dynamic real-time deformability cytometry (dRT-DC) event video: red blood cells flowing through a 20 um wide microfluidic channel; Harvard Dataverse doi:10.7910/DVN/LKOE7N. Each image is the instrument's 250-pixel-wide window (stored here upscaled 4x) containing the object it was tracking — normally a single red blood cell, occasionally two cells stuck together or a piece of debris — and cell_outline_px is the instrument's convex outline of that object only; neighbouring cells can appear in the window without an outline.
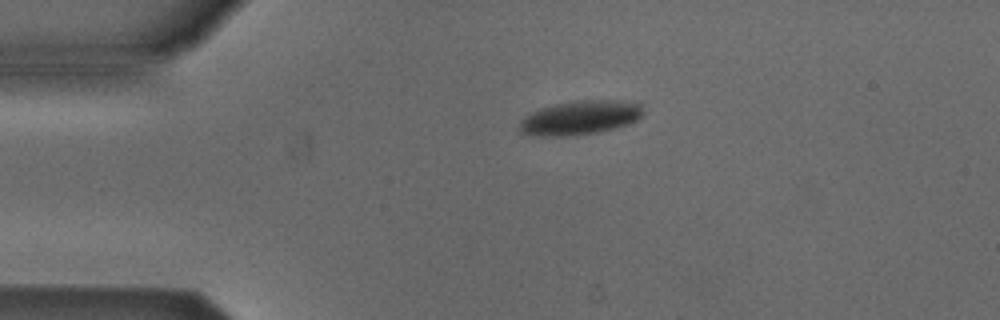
{"species": "Egyptian fruit bat (a non-hibernating species)", "species_latin": "Rousettus aegyptiacus", "temperature_condition": "cold", "stored_images_in_passage": 2, "camera_frame_rate_fps": 3000, "um_per_image_px": 0.085, "animal": {"sex": "male"}, "frame": {"image": 1, "passage_image": 1, "time_ms": 0.0, "image_size_px": [1000, 320], "cell_outline_px": [[640, 116], [636, 120], [628, 124], [616, 128], [596, 132], [572, 136], [540, 136], [520, 132], [516, 128], [520, 120], [524, 116], [540, 108], [556, 104], [576, 100], [620, 100], [640, 104]], "centroid_in_image_um": [49.23, 10.01], "position_along_channel_um": 35.8, "area_um2": 24.51}}